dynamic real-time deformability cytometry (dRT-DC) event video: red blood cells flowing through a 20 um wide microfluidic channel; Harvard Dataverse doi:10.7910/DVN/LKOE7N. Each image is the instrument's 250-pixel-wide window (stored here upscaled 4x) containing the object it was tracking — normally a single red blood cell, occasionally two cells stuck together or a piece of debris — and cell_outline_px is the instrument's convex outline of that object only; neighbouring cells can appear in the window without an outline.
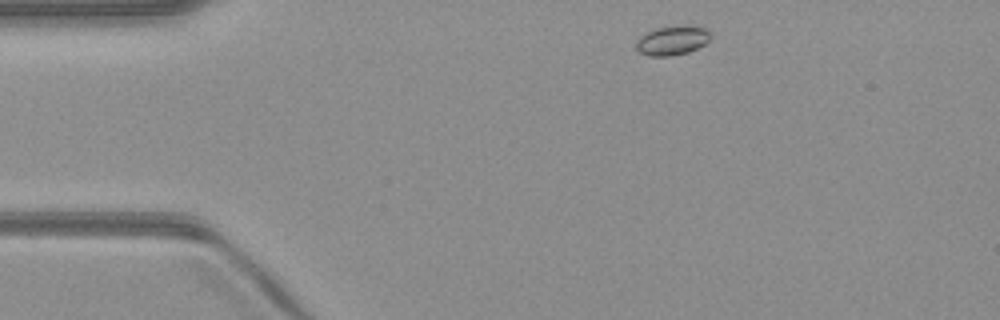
{"species": "common noctule bat (a hibernating species)", "species_latin": "Nyctalus noctula", "temperature_condition": "warm", "stored_images_in_passage": 43, "camera_frame_rate_fps": 3000, "um_per_image_px": 0.085, "animal": {"sex": "male", "body_mass_g": 23.1, "forearm_length_mm": 52.7}, "frame": {"image": 1, "passage_image": 1, "time_ms": 0.0, "image_size_px": [1000, 320], "cell_outline_px": [[708, 40], [704, 44], [688, 52], [672, 56], [648, 56], [640, 52], [636, 48], [636, 40], [644, 32], [656, 28], [684, 24], [688, 24], [708, 28]], "centroid_in_image_um": [57.11, 3.41], "position_along_channel_um": 27.9, "area_um2": 12.89}}
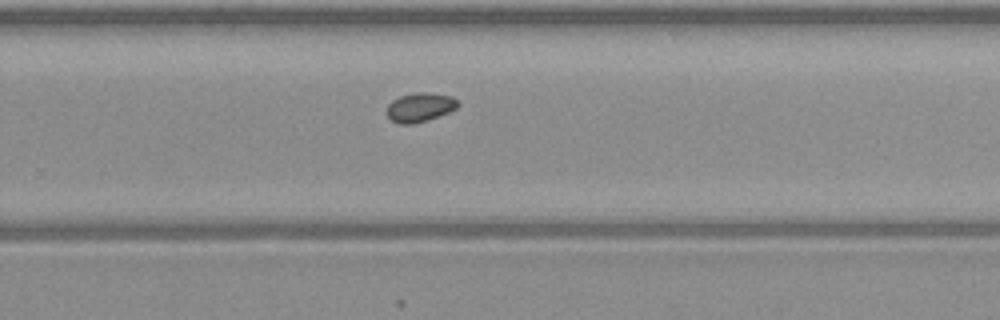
{"frame": {"image": 2, "passage_image": 25, "time_ms": 8.0, "image_size_px": [1000, 320], "cell_outline_px": [[460, 104], [456, 108], [448, 112], [428, 120], [412, 124], [400, 124], [392, 120], [388, 116], [388, 104], [392, 100], [400, 96], [416, 92], [428, 92], [452, 96], [460, 100]], "centroid_in_image_um": [35.74, 9.1], "position_along_channel_um": 294.1, "area_um2": 12.08}}
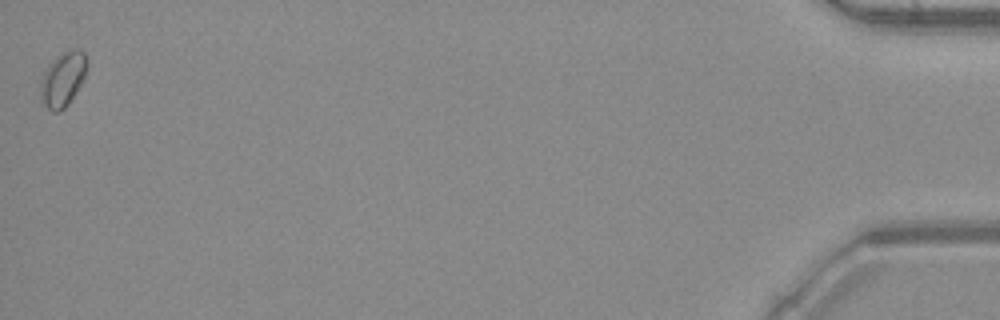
{"frame": {"image": 3, "passage_image": 43, "time_ms": 14.0, "image_size_px": [1000, 320], "cell_outline_px": [[88, 68], [76, 92], [68, 104], [60, 112], [52, 112], [40, 104], [40, 80], [48, 64], [56, 56], [64, 52], [76, 48], [84, 52], [88, 60]], "centroid_in_image_um": [5.32, 6.75], "position_along_channel_um": 429.9, "area_um2": 15.09}}